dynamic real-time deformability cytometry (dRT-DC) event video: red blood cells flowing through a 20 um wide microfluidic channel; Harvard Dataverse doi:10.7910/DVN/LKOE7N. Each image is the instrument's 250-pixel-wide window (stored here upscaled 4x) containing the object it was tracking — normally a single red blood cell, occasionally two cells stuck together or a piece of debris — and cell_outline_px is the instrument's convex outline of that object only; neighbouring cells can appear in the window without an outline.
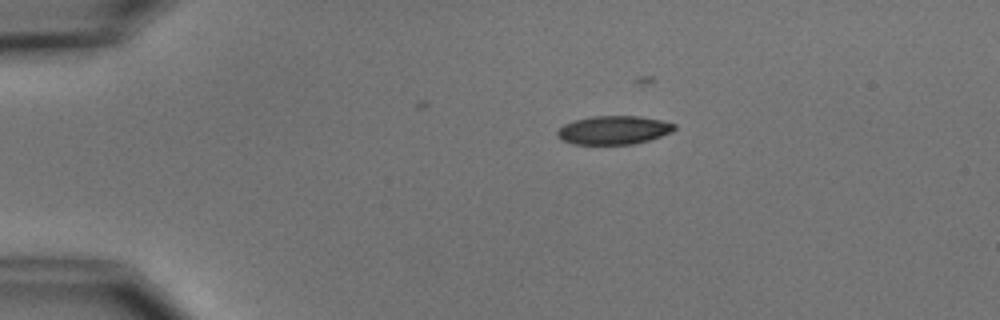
{"species": "common noctule bat (a hibernating species)", "species_latin": "Nyctalus noctula", "temperature_condition": "cold", "stored_images_in_passage": 7, "camera_frame_rate_fps": 3000, "um_per_image_px": 0.085, "animal": {"sex": "male", "body_mass_g": 15.6}, "frame": {"image": 1, "passage_image": 1, "time_ms": 0.0, "image_size_px": [1000, 320], "cell_outline_px": [[676, 128], [672, 132], [648, 140], [632, 144], [572, 144], [560, 140], [556, 136], [556, 132], [564, 124], [572, 120], [592, 116], [640, 116], [660, 120], [676, 124]], "centroid_in_image_um": [52.12, 11.05], "position_along_channel_um": 32.9, "area_um2": 19.59}}
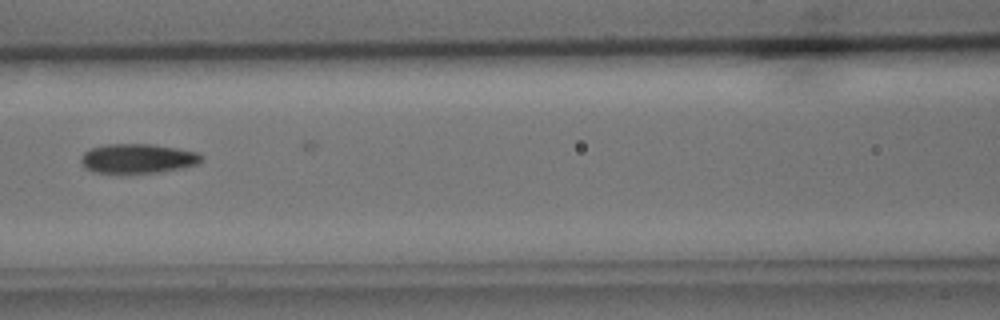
{"frame": {"image": 2, "passage_image": 5, "time_ms": 4.667, "image_size_px": [1000, 320], "cell_outline_px": [[204, 160], [196, 164], [180, 168], [156, 172], [96, 172], [84, 168], [80, 160], [80, 156], [84, 152], [92, 148], [108, 144], [152, 144], [200, 152], [204, 156]], "centroid_in_image_um": [11.73, 13.46], "position_along_channel_um": 154.9, "area_um2": 20.52}}
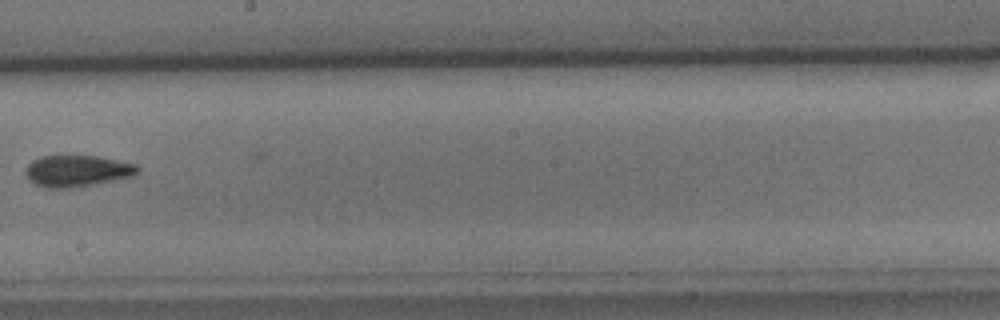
{"frame": {"image": 3, "passage_image": 7, "time_ms": 7.0, "image_size_px": [1000, 320], "cell_outline_px": [[140, 172], [136, 176], [80, 188], [44, 188], [36, 184], [24, 172], [28, 164], [32, 160], [40, 156], [96, 156], [136, 164], [140, 168]], "centroid_in_image_um": [6.62, 14.55], "position_along_channel_um": 241.6, "area_um2": 20.92}}